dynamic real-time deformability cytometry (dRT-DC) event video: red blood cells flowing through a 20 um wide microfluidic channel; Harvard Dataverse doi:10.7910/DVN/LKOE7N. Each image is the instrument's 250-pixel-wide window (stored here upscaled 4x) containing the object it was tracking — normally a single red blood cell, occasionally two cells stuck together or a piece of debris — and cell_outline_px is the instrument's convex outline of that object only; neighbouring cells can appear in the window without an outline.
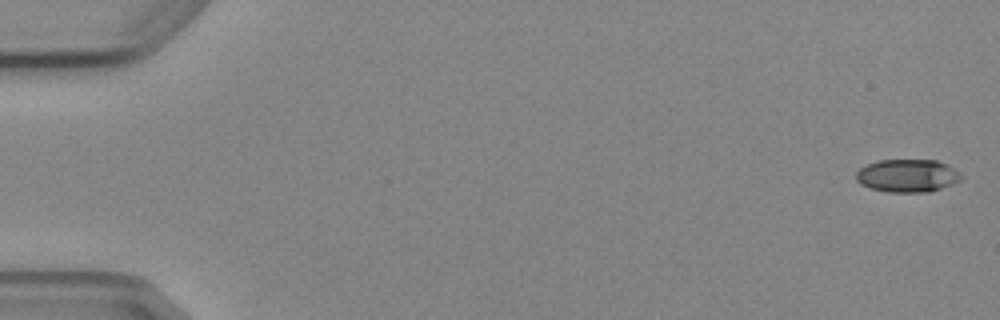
{"species": "Egyptian fruit bat (a non-hibernating species)", "species_latin": "Rousettus aegyptiacus", "temperature_condition": "cold", "stored_images_in_passage": 5, "camera_frame_rate_fps": 3000, "um_per_image_px": 0.085, "animal": {"sex": "female"}, "frame": {"image": 1, "passage_image": 1, "time_ms": 0.0, "image_size_px": [1000, 320], "cell_outline_px": [[964, 176], [960, 180], [952, 184], [928, 192], [888, 192], [868, 188], [860, 184], [856, 180], [856, 172], [860, 168], [876, 160], [936, 160], [960, 172]], "centroid_in_image_um": [77.1, 14.94], "position_along_channel_um": 7.9, "area_um2": 20.17}}
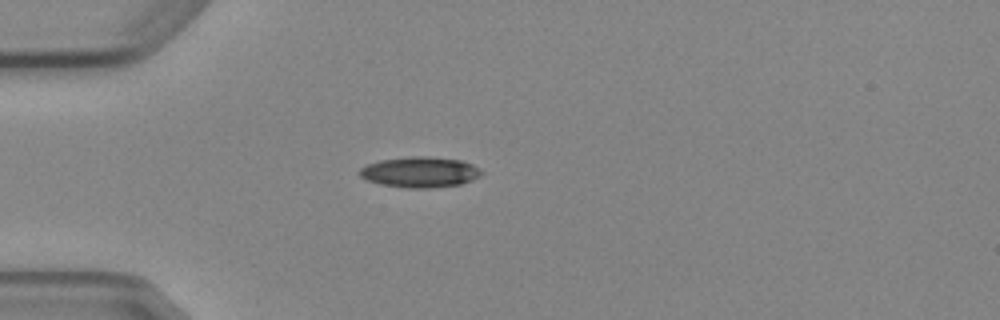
{"frame": {"image": 2, "passage_image": 5, "time_ms": 4.667, "image_size_px": [1000, 320], "cell_outline_px": [[484, 172], [480, 176], [472, 180], [460, 184], [428, 188], [408, 188], [380, 184], [368, 180], [360, 176], [360, 168], [368, 164], [380, 160], [412, 156], [428, 156], [460, 160], [472, 164], [480, 168]], "centroid_in_image_um": [35.72, 14.62], "position_along_channel_um": 49.3, "area_um2": 21.68}}